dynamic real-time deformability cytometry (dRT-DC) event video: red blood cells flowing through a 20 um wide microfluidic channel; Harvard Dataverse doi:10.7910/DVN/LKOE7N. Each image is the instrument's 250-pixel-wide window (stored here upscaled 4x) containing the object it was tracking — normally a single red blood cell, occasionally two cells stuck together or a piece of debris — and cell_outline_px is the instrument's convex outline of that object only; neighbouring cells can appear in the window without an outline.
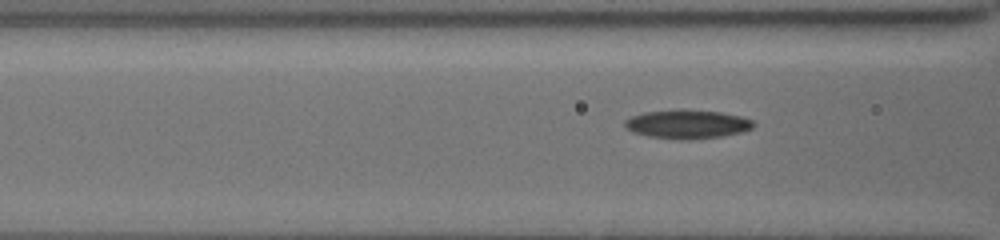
{"species": "common noctule bat (a hibernating species)", "species_latin": "Nyctalus noctula", "temperature_condition": "cold", "stored_images_in_passage": 15, "camera_frame_rate_fps": 3000, "um_per_image_px": 0.085, "animal": {"sex": "female", "body_mass_g": 19.5, "forearm_length_mm": 54.1}, "frame": {"image": 1, "passage_image": 13, "time_ms": 4.0, "image_size_px": [1000, 240], "cell_outline_px": [[756, 124], [752, 128], [740, 132], [724, 136], [680, 140], [648, 136], [632, 132], [624, 124], [624, 120], [632, 116], [644, 112], [680, 108], [684, 108], [720, 112], [740, 116], [752, 120]], "centroid_in_image_um": [58.41, 10.53], "position_along_channel_um": 108.2, "area_um2": 21.79}}